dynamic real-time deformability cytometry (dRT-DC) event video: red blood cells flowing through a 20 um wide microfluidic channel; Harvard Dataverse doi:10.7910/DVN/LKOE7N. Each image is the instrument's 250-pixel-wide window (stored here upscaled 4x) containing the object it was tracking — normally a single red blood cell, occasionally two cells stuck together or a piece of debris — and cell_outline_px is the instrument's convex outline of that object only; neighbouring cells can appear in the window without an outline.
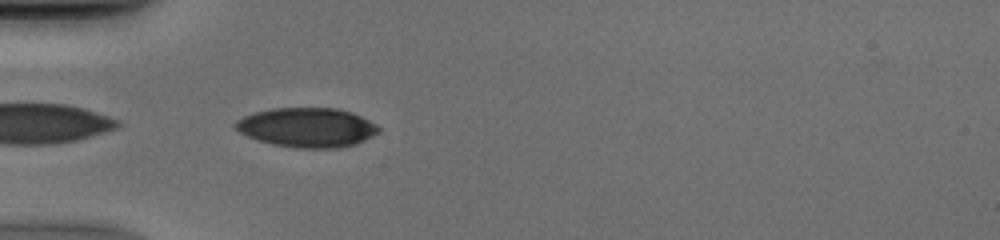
{"species": "human", "species_latin": "Homo sapiens", "temperature_condition": "cold", "stored_images_in_passage": 35, "camera_frame_rate_fps": 3000, "um_per_image_px": 0.085, "donor": {"sex": "male"}, "frame": {"image": 1, "passage_image": 1, "time_ms": 0.0, "image_size_px": [1000, 240], "cell_outline_px": [[380, 132], [356, 144], [340, 148], [296, 148], [272, 144], [256, 140], [240, 132], [232, 124], [236, 120], [244, 116], [256, 112], [272, 108], [336, 108], [352, 112], [376, 124], [380, 128]], "centroid_in_image_um": [26.1, 10.84], "position_along_channel_um": 58.9, "area_um2": 33.0}}
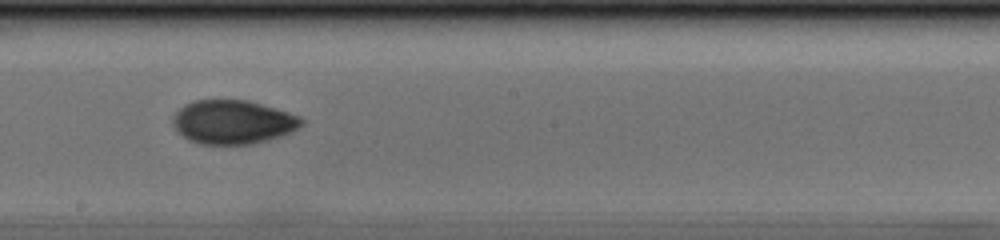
{"frame": {"image": 2, "passage_image": 14, "time_ms": 4.333, "image_size_px": [1000, 240], "cell_outline_px": [[304, 124], [292, 132], [268, 140], [252, 144], [200, 144], [188, 140], [176, 132], [172, 124], [172, 116], [184, 104], [192, 100], [248, 100], [276, 108], [300, 116], [304, 120]], "centroid_in_image_um": [19.78, 10.37], "position_along_channel_um": 228.4, "area_um2": 33.23}}
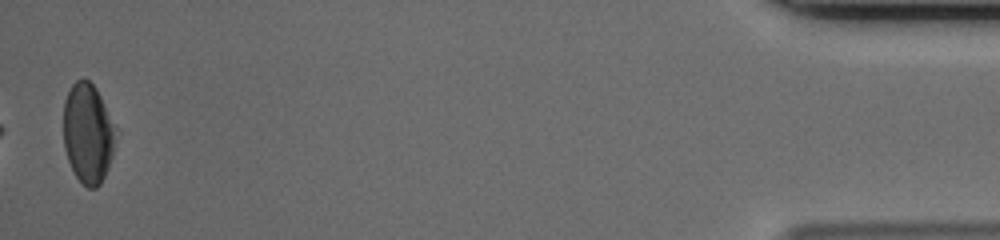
{"frame": {"image": 3, "passage_image": 35, "time_ms": 11.333, "image_size_px": [1000, 240], "cell_outline_px": [[116, 128], [112, 156], [108, 168], [100, 184], [96, 188], [88, 188], [76, 176], [68, 160], [64, 148], [64, 100], [72, 84], [76, 80], [88, 80], [96, 88], [116, 124]], "centroid_in_image_um": [7.48, 11.32], "position_along_channel_um": 427.7, "area_um2": 30.35}}